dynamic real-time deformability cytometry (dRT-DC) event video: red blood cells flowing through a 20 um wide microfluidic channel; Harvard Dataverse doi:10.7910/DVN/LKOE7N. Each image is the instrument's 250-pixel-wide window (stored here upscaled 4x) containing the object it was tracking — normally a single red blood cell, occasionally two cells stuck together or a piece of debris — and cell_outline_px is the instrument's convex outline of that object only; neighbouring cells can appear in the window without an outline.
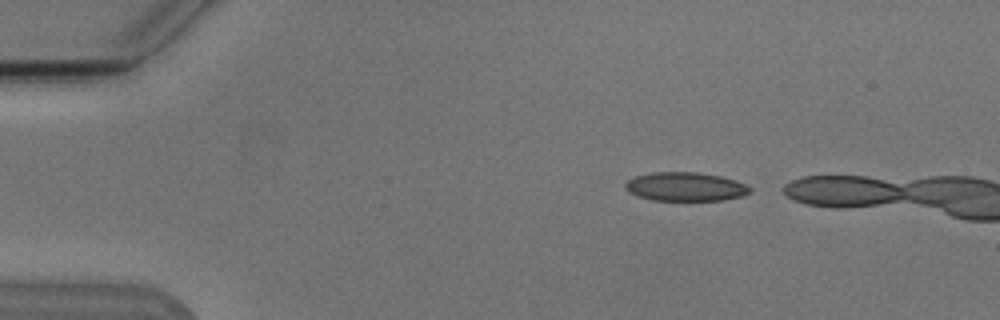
{"species": "Egyptian fruit bat (a non-hibernating species)", "species_latin": "Rousettus aegyptiacus", "temperature_condition": "cold", "stored_images_in_passage": 3, "camera_frame_rate_fps": 3000, "um_per_image_px": 0.085, "animal": {"sex": "male"}, "frame": {"image": 1, "passage_image": 1, "time_ms": 0.0, "image_size_px": [1000, 320], "cell_outline_px": [[752, 192], [740, 196], [724, 200], [652, 200], [636, 196], [628, 192], [624, 188], [624, 184], [628, 180], [636, 176], [652, 172], [696, 172], [720, 176], [736, 180], [752, 188]], "centroid_in_image_um": [58.24, 15.87], "position_along_channel_um": 26.8, "area_um2": 20.98}}